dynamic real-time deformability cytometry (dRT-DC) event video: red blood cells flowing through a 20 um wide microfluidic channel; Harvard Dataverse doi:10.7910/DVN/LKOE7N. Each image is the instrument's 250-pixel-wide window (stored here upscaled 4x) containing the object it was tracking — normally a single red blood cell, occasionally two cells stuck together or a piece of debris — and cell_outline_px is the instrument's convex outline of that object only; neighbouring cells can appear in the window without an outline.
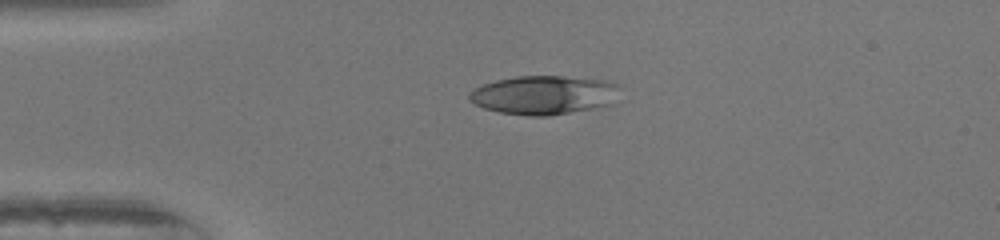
{"species": "human", "species_latin": "Homo sapiens", "temperature_condition": "warm", "stored_images_in_passage": 40, "camera_frame_rate_fps": 3000, "um_per_image_px": 0.085, "donor": {"sex": "female"}, "frame": {"image": 1, "passage_image": 1, "time_ms": 0.0, "image_size_px": [1000, 240], "cell_outline_px": [[620, 88], [612, 104], [548, 116], [528, 116], [500, 112], [484, 108], [468, 100], [468, 92], [484, 84], [496, 80], [516, 76], [564, 76], [612, 80], [620, 84]], "centroid_in_image_um": [46.26, 8.06], "position_along_channel_um": 38.7, "area_um2": 34.28}}
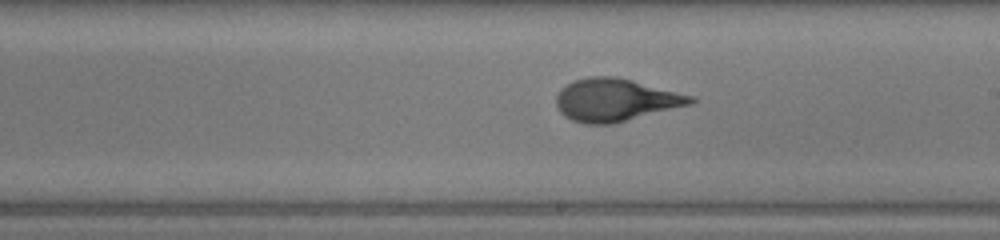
{"frame": {"image": 2, "passage_image": 18, "time_ms": 5.667, "image_size_px": [1000, 240], "cell_outline_px": [[696, 100], [692, 104], [612, 124], [584, 124], [572, 120], [564, 116], [560, 112], [556, 104], [556, 96], [560, 88], [572, 80], [588, 76], [616, 76], [696, 96]], "centroid_in_image_um": [52.31, 8.48], "position_along_channel_um": 236.7, "area_um2": 33.7}}
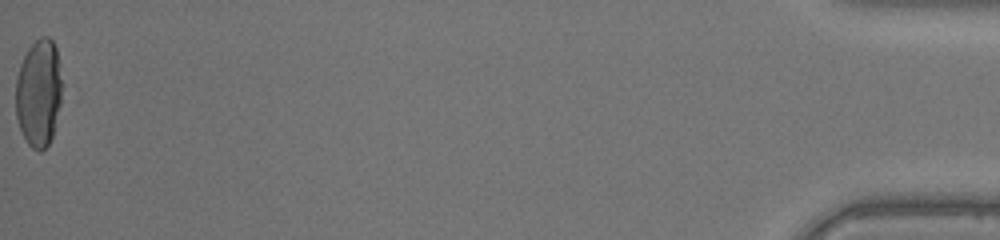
{"frame": {"image": 3, "passage_image": 40, "time_ms": 13.0, "image_size_px": [1000, 240], "cell_outline_px": [[64, 84], [60, 104], [52, 136], [48, 144], [40, 152], [32, 148], [28, 144], [20, 128], [16, 116], [16, 80], [20, 64], [28, 48], [40, 36], [48, 36], [52, 40], [56, 48]], "centroid_in_image_um": [3.31, 7.87], "position_along_channel_um": 431.9, "area_um2": 29.3}, "authors_computed_cell_mechanics": {"area_um2": 32.5125, "velocity_mm_per_s": 4.0947, "shape_relaxation_time_tau1_ms": 7.6479, "shape_relaxation_time_tau2_ms": null, "deformation_change_tau1": 0.3071, "deformation_change_tau2": null}}